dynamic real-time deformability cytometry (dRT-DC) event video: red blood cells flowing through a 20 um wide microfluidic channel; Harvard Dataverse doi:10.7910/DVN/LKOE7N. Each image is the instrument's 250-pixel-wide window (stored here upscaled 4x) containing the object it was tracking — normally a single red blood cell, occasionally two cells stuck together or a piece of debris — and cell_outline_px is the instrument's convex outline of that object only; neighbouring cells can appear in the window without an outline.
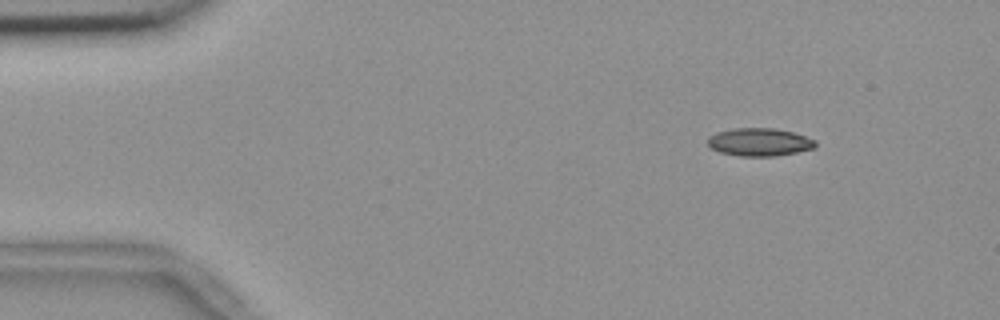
{"species": "common noctule bat (a hibernating species)", "species_latin": "Nyctalus noctula", "temperature_condition": "room temperature", "stored_images_in_passage": 49, "camera_frame_rate_fps": 3000, "um_per_image_px": 0.085, "animal": {"sex": "female", "body_mass_g": 18.4}, "frame": {"image": 1, "passage_image": 1, "time_ms": 0.0, "image_size_px": [1000, 320], "cell_outline_px": [[816, 148], [776, 156], [740, 156], [720, 152], [712, 148], [708, 144], [708, 136], [716, 132], [732, 128], [772, 128], [792, 132], [816, 140]], "centroid_in_image_um": [64.54, 12.07], "position_along_channel_um": 20.5, "area_um2": 17.51}}
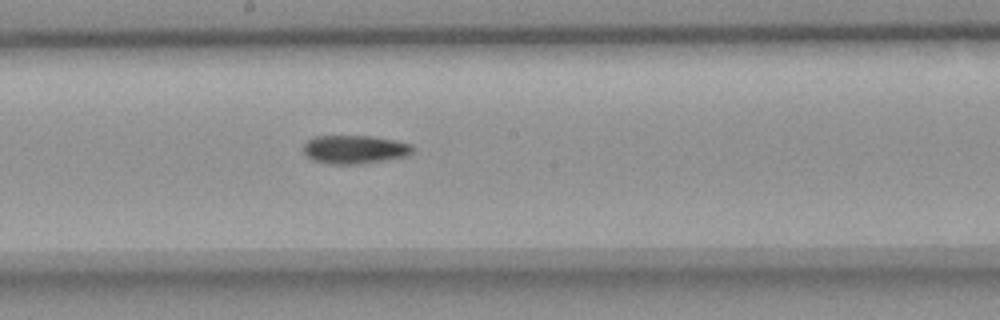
{"frame": {"image": 2, "passage_image": 24, "time_ms": 7.667, "image_size_px": [1000, 320], "cell_outline_px": [[412, 152], [408, 156], [360, 164], [332, 164], [312, 160], [304, 152], [304, 144], [308, 140], [316, 136], [372, 136], [412, 144]], "centroid_in_image_um": [30.15, 12.7], "position_along_channel_um": 218.1, "area_um2": 17.98}}
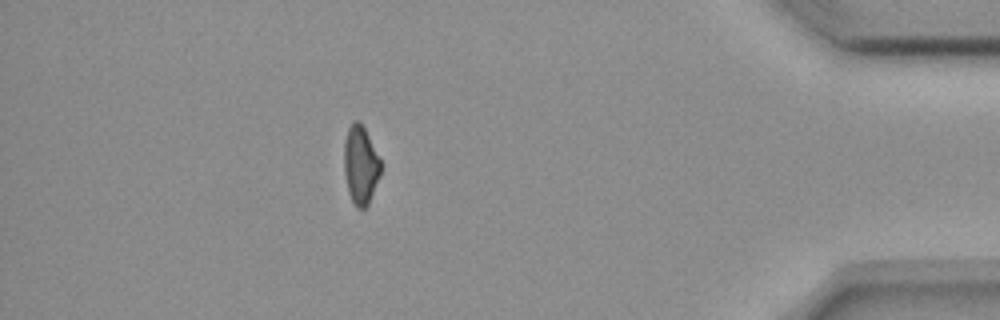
{"frame": {"image": 3, "passage_image": 43, "time_ms": 14.0, "image_size_px": [1000, 320], "cell_outline_px": [[380, 176], [368, 204], [364, 208], [356, 208], [348, 192], [344, 172], [344, 140], [348, 128], [352, 120], [360, 120], [380, 160]], "centroid_in_image_um": [30.62, 14.01], "position_along_channel_um": 404.6, "area_um2": 16.65}}